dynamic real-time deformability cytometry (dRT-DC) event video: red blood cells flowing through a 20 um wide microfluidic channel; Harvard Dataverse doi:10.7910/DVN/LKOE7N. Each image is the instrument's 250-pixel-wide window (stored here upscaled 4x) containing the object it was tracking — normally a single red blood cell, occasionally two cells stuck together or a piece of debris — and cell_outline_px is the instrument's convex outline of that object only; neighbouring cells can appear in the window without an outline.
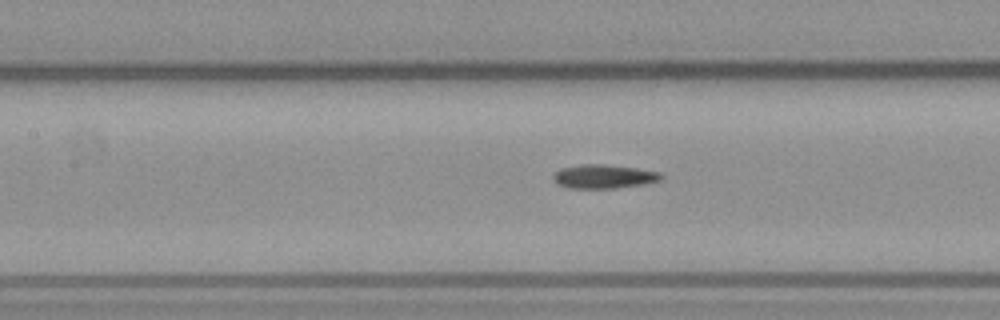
{"species": "common noctule bat (a hibernating species)", "species_latin": "Nyctalus noctula", "temperature_condition": "warm", "stored_images_in_passage": 24, "camera_frame_rate_fps": 3000, "um_per_image_px": 0.085, "animal": {"sex": "male", "body_mass_g": 23.1, "forearm_length_mm": 52.7}, "frame": {"image": 1, "passage_image": 8, "time_ms": 2.333, "image_size_px": [1000, 320], "cell_outline_px": [[664, 176], [660, 180], [644, 184], [616, 188], [568, 188], [556, 184], [552, 180], [552, 176], [560, 168], [580, 164], [604, 164], [636, 168], [660, 172]], "centroid_in_image_um": [51.29, 15.0], "position_along_channel_um": 156.1, "area_um2": 15.14}}
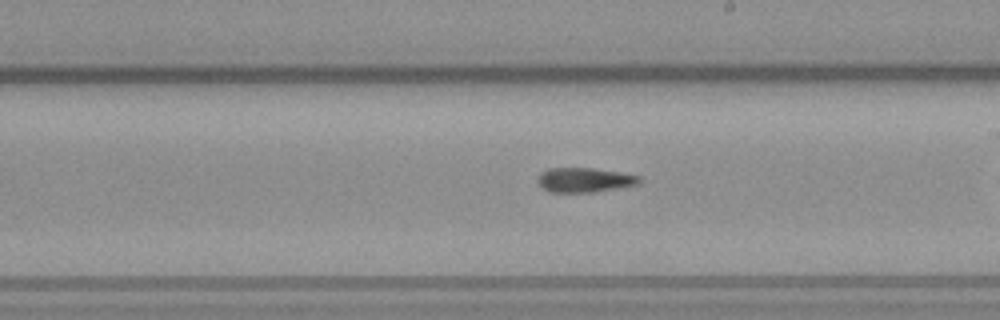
{"frame": {"image": 2, "passage_image": 14, "time_ms": 4.333, "image_size_px": [1000, 320], "cell_outline_px": [[644, 180], [640, 184], [592, 192], [548, 192], [536, 180], [540, 172], [548, 168], [592, 168], [620, 172], [640, 176]], "centroid_in_image_um": [49.7, 15.29], "position_along_channel_um": 239.3, "area_um2": 14.62}}
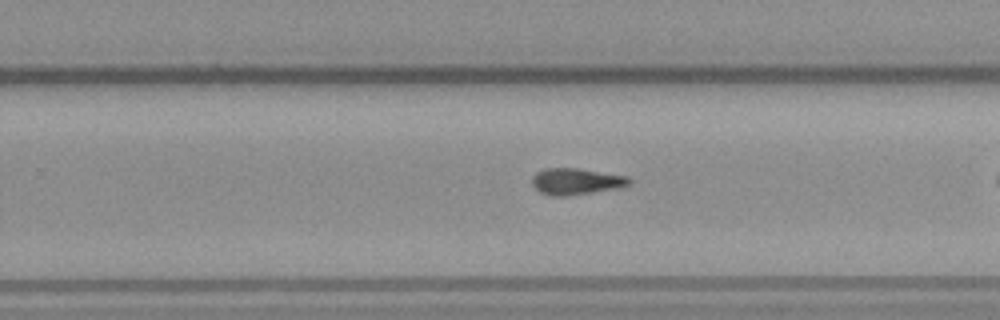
{"frame": {"image": 3, "passage_image": 17, "time_ms": 5.333, "image_size_px": [1000, 320], "cell_outline_px": [[632, 184], [616, 188], [568, 196], [552, 196], [540, 192], [532, 184], [532, 176], [536, 172], [544, 168], [576, 168], [628, 176], [632, 180]], "centroid_in_image_um": [48.96, 15.41], "position_along_channel_um": 280.8, "area_um2": 14.97}}